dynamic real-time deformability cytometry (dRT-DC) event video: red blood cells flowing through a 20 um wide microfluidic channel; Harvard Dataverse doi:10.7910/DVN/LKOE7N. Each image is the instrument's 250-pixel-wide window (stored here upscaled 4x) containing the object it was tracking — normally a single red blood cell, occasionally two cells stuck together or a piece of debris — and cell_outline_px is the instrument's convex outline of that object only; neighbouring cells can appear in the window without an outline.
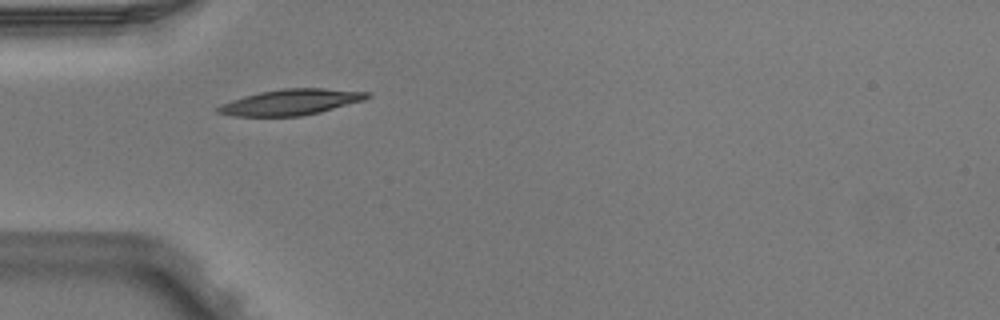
{"species": "Egyptian fruit bat (a non-hibernating species)", "species_latin": "Rousettus aegyptiacus", "temperature_condition": "warm", "stored_images_in_passage": 1, "camera_frame_rate_fps": 3000, "um_per_image_px": 0.085, "animal": {"sex": "male"}, "frame": {"image": 1, "passage_image": 1, "time_ms": 0.0, "image_size_px": [1000, 320], "cell_outline_px": [[372, 96], [364, 100], [320, 112], [300, 116], [232, 116], [216, 112], [216, 108], [220, 104], [244, 96], [260, 92], [280, 88], [324, 88], [368, 92]], "centroid_in_image_um": [24.71, 8.68], "position_along_channel_um": 60.3, "area_um2": 22.43}}